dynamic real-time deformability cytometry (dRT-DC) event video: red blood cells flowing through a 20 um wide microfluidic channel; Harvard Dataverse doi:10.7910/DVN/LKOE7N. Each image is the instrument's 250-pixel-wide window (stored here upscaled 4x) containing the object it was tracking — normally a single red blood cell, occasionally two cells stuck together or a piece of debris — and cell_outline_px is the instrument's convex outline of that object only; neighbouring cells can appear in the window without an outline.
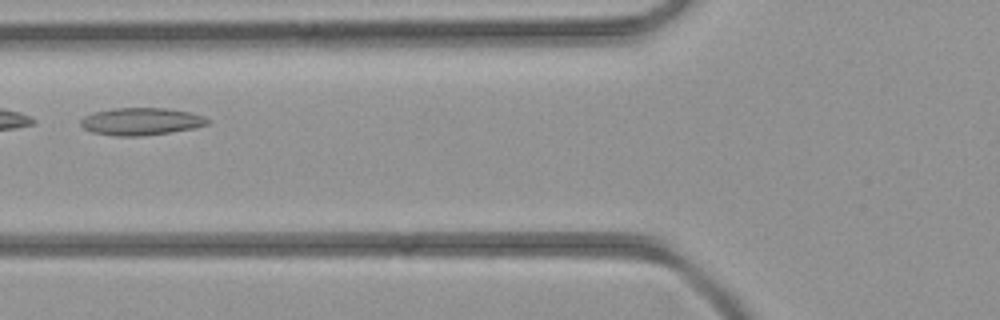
{"species": "common noctule bat (a hibernating species)", "species_latin": "Nyctalus noctula", "temperature_condition": "room temperature", "stored_images_in_passage": 38, "camera_frame_rate_fps": 3000, "um_per_image_px": 0.085, "animal": {"sex": "female", "body_mass_g": 21.9}, "frame": {"image": 1, "passage_image": 12, "time_ms": 3.667, "image_size_px": [1000, 320], "cell_outline_px": [[212, 120], [208, 124], [196, 128], [140, 136], [116, 136], [92, 132], [84, 128], [80, 124], [80, 120], [84, 116], [96, 112], [112, 108], [168, 108], [188, 112], [204, 116]], "centroid_in_image_um": [12.02, 10.32], "position_along_channel_um": 113.8, "area_um2": 20.23}}
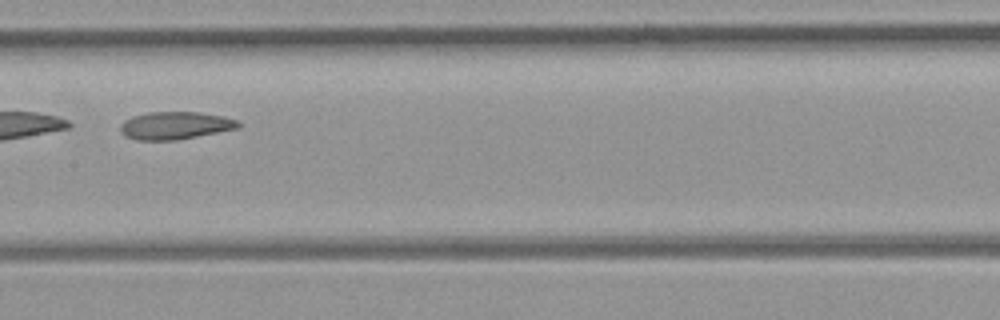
{"frame": {"image": 2, "passage_image": 17, "time_ms": 5.333, "image_size_px": [1000, 320], "cell_outline_px": [[240, 128], [176, 140], [136, 140], [124, 136], [120, 132], [120, 124], [124, 120], [132, 116], [148, 112], [200, 112], [224, 116], [236, 120], [240, 124]], "centroid_in_image_um": [14.86, 10.67], "position_along_channel_um": 192.5, "area_um2": 19.13}}